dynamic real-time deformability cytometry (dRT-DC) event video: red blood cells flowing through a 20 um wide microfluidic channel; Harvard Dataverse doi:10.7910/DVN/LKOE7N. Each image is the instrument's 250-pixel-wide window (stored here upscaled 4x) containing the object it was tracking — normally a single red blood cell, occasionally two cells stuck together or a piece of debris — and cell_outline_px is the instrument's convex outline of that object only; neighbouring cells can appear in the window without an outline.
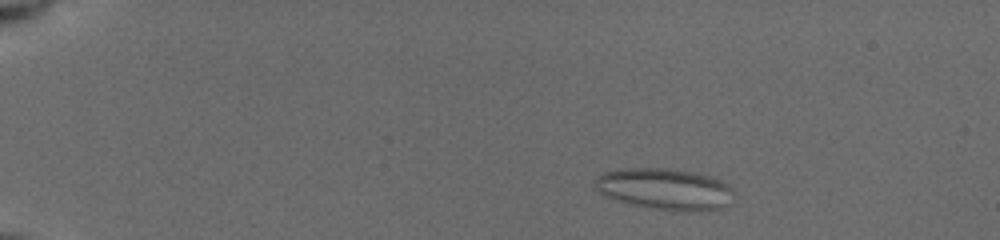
{"species": "common noctule bat (a hibernating species)", "species_latin": "Nyctalus noctula", "temperature_condition": "cold", "stored_images_in_passage": 16, "camera_frame_rate_fps": 3000, "um_per_image_px": 0.085, "animal": {"sex": "female", "body_mass_g": 19.5, "forearm_length_mm": 54.1}, "frame": {"image": 1, "passage_image": 5, "time_ms": 1.667, "image_size_px": [1000, 240], "cell_outline_px": [[736, 196], [724, 208], [692, 212], [676, 212], [648, 208], [616, 200], [604, 196], [596, 188], [596, 180], [604, 172], [624, 168], [664, 168], [688, 172], [708, 176], [720, 180], [728, 184], [736, 192]], "centroid_in_image_um": [56.57, 16.1], "position_along_channel_um": 28.4, "area_um2": 33.76}}
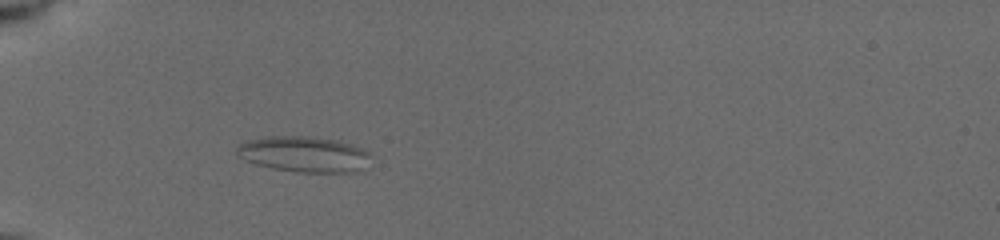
{"frame": {"image": 2, "passage_image": 12, "time_ms": 4.667, "image_size_px": [1000, 240], "cell_outline_px": [[368, 156], [352, 172], [296, 172], [272, 168], [256, 164], [236, 156], [236, 148], [244, 140], [268, 136], [308, 136], [336, 140], [352, 144], [368, 152]], "centroid_in_image_um": [25.68, 13.08], "position_along_channel_um": 59.3, "area_um2": 27.34}}
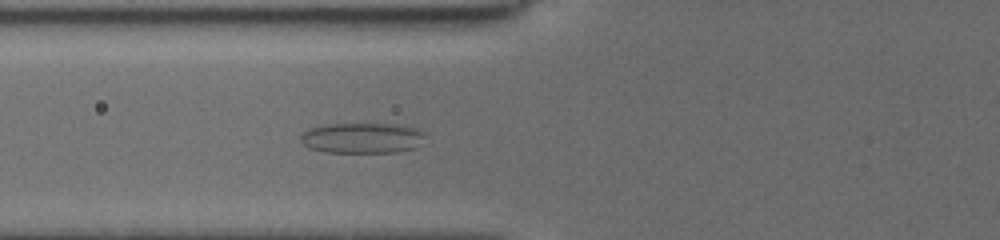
{"frame": {"image": 3, "passage_image": 16, "time_ms": 6.0, "image_size_px": [1000, 240], "cell_outline_px": [[424, 136], [416, 148], [396, 152], [324, 152], [308, 148], [300, 140], [300, 136], [308, 128], [324, 124], [392, 124], [416, 128], [424, 132]], "centroid_in_image_um": [30.74, 11.73], "position_along_channel_um": 95.1, "area_um2": 22.14}}